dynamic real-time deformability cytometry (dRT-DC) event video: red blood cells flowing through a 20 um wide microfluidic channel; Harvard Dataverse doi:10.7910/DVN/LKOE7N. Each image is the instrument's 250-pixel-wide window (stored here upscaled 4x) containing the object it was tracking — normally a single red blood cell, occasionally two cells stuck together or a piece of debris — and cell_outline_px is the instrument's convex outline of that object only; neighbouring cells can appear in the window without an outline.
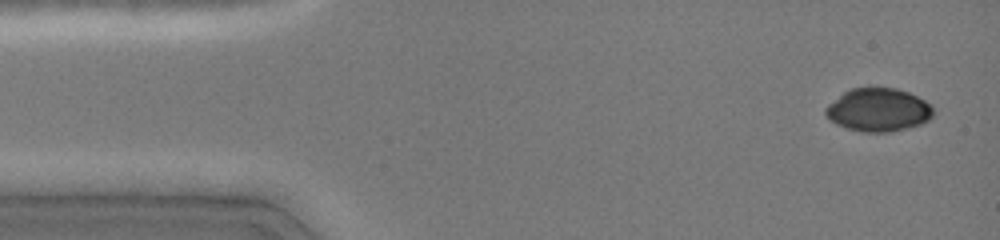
{"species": "common noctule bat (a hibernating species)", "species_latin": "Nyctalus noctula", "temperature_condition": "cold", "stored_images_in_passage": 7, "camera_frame_rate_fps": 3000, "um_per_image_px": 0.085, "animal": {"sex": "female", "body_mass_g": 19.0, "forearm_length_mm": 51.5}, "frame": {"image": 1, "passage_image": 1, "time_ms": 0.0, "image_size_px": [1000, 240], "cell_outline_px": [[932, 116], [928, 120], [920, 124], [908, 128], [888, 132], [864, 132], [848, 128], [836, 124], [824, 112], [824, 108], [828, 104], [844, 92], [852, 88], [896, 88], [908, 92], [932, 104]], "centroid_in_image_um": [74.66, 9.34], "position_along_channel_um": 10.3, "area_um2": 26.88}}
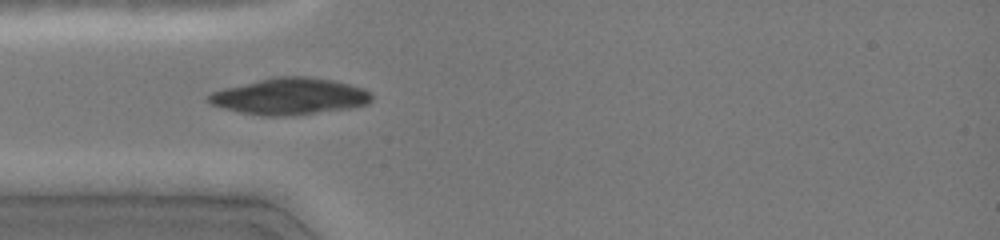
{"frame": {"image": 2, "passage_image": 5, "time_ms": 3.667, "image_size_px": [1000, 240], "cell_outline_px": [[372, 100], [368, 104], [348, 108], [284, 116], [260, 116], [220, 108], [208, 104], [208, 96], [212, 92], [224, 88], [272, 76], [308, 76], [332, 80], [364, 88], [372, 96]], "centroid_in_image_um": [24.57, 8.18], "position_along_channel_um": 60.4, "area_um2": 34.74}}